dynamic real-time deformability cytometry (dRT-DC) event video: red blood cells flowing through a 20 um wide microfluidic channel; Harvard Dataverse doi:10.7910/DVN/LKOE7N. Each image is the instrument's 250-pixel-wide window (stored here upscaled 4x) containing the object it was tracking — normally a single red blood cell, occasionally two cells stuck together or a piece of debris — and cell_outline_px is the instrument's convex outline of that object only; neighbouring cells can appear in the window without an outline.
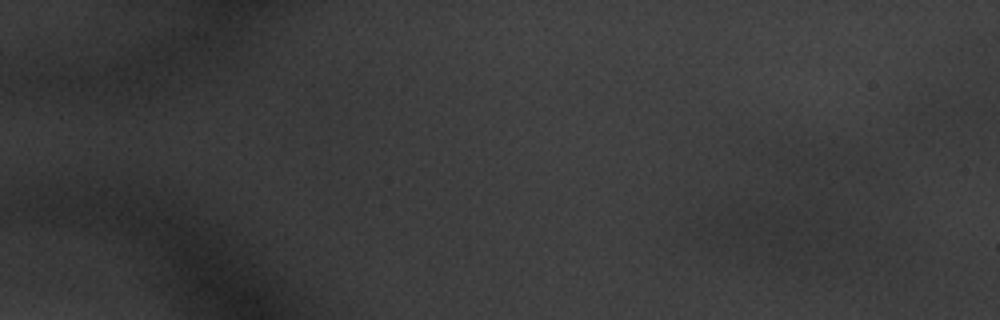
{"species": "common noctule bat (a hibernating species)", "species_latin": "Nyctalus noctula", "temperature_condition": "warm", "stored_images_in_passage": 11, "camera_frame_rate_fps": 3000, "um_per_image_px": 0.085, "animal": {"sex": "male", "body_mass_g": 20.1, "forearm_length_mm": 53.5}, "frame": {"image": 1, "passage_image": 1, "time_ms": 0.0, "image_size_px": [1000, 320], "cell_outline_px": [[808, 240], [796, 248], [772, 252], [740, 240], [724, 232], [724, 216], [736, 212], [792, 208], [808, 220]], "centroid_in_image_um": [65.34, 19.42], "position_along_channel_um": 19.7, "area_um2": 20.4}}
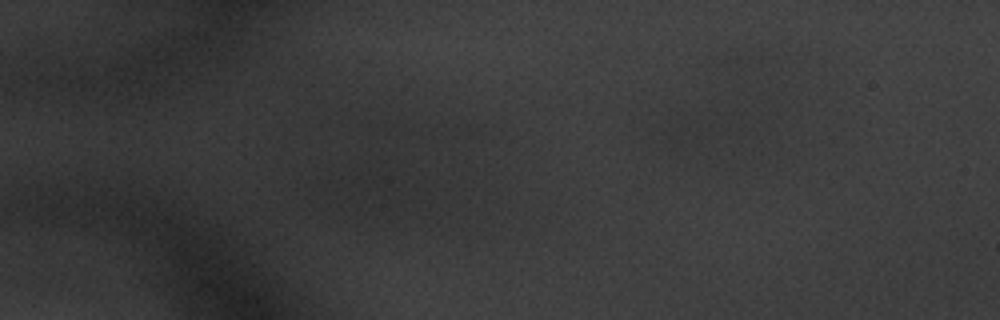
{"frame": {"image": 2, "passage_image": 11, "time_ms": 3.333, "image_size_px": [1000, 320], "cell_outline_px": [[408, 204], [388, 216], [384, 216], [340, 208], [336, 188], [336, 180], [376, 168], [396, 176], [408, 188]], "centroid_in_image_um": [31.65, 16.39], "position_along_channel_um": 53.4, "area_um2": 18.79}}